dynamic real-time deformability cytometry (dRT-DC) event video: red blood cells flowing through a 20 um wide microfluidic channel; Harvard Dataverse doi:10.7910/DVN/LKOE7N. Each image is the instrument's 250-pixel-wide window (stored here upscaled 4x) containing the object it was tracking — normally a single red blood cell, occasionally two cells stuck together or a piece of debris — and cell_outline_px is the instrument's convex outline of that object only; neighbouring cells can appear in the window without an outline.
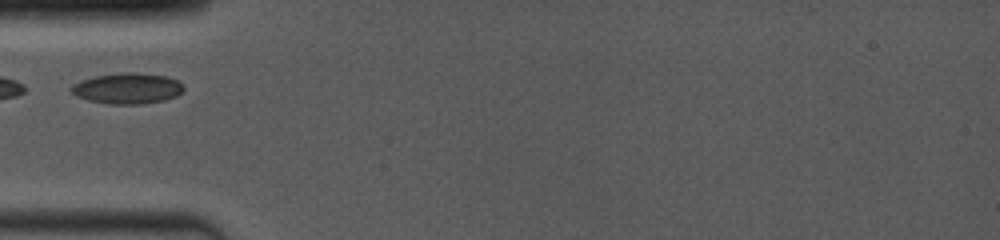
{"species": "common noctule bat (a hibernating species)", "species_latin": "Nyctalus noctula", "temperature_condition": "room temperature", "stored_images_in_passage": 14, "camera_frame_rate_fps": 4000, "um_per_image_px": 0.085, "animal": {"sex": "female", "body_mass_g": 19.0, "forearm_length_mm": 53.3}, "frame": {"image": 1, "passage_image": 1, "time_ms": 0.0, "image_size_px": [1000, 240], "cell_outline_px": [[184, 88], [176, 96], [164, 100], [140, 104], [108, 104], [88, 100], [76, 96], [68, 88], [72, 84], [80, 80], [96, 76], [128, 72], [136, 72], [164, 76], [176, 80], [184, 84]], "centroid_in_image_um": [10.8, 7.52], "position_along_channel_um": 74.2, "area_um2": 20.11}}